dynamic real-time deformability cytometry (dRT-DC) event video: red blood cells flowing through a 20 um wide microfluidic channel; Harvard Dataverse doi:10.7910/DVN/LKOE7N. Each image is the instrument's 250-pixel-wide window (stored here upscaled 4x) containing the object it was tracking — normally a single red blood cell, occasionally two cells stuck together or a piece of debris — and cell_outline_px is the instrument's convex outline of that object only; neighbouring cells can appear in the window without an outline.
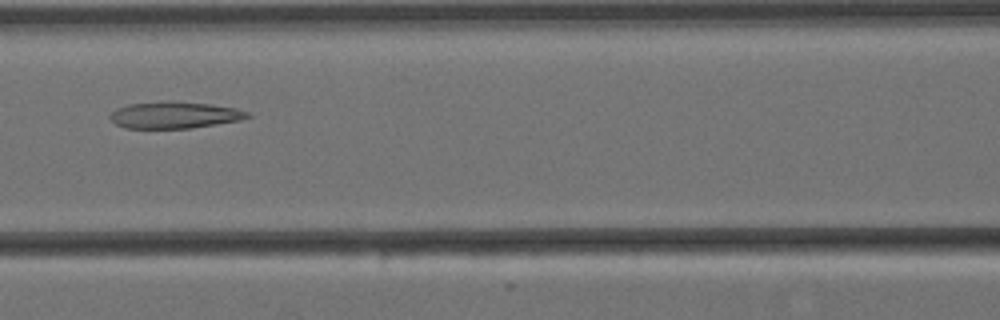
{"species": "Egyptian fruit bat (a non-hibernating species)", "species_latin": "Rousettus aegyptiacus", "temperature_condition": "cold", "stored_images_in_passage": 11, "camera_frame_rate_fps": 3000, "um_per_image_px": 0.085, "animal": {"sex": "female"}, "frame": {"image": 1, "passage_image": 3, "time_ms": 0.667, "image_size_px": [1000, 320], "cell_outline_px": [[252, 116], [240, 120], [192, 128], [124, 128], [116, 124], [108, 116], [116, 108], [128, 104], [212, 104], [236, 108], [248, 112]], "centroid_in_image_um": [14.85, 9.83], "position_along_channel_um": 151.7, "area_um2": 20.35}}
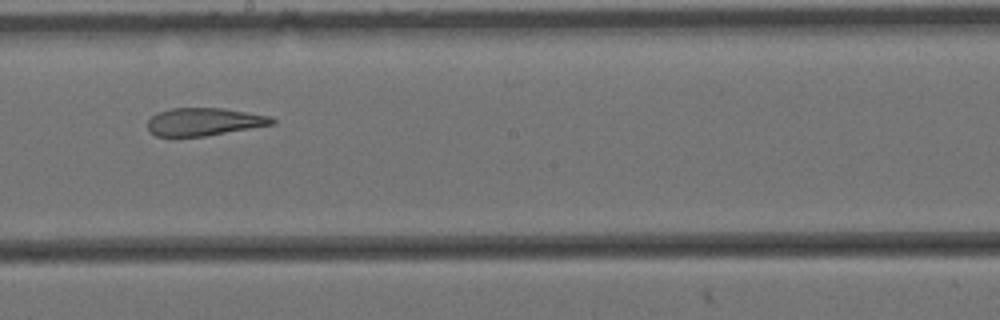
{"frame": {"image": 2, "passage_image": 5, "time_ms": 1.333, "image_size_px": [1000, 320], "cell_outline_px": [[276, 124], [204, 136], [156, 136], [148, 132], [148, 120], [156, 112], [172, 108], [224, 108], [272, 116], [276, 120]], "centroid_in_image_um": [17.36, 10.34], "position_along_channel_um": 230.8, "area_um2": 20.29}}
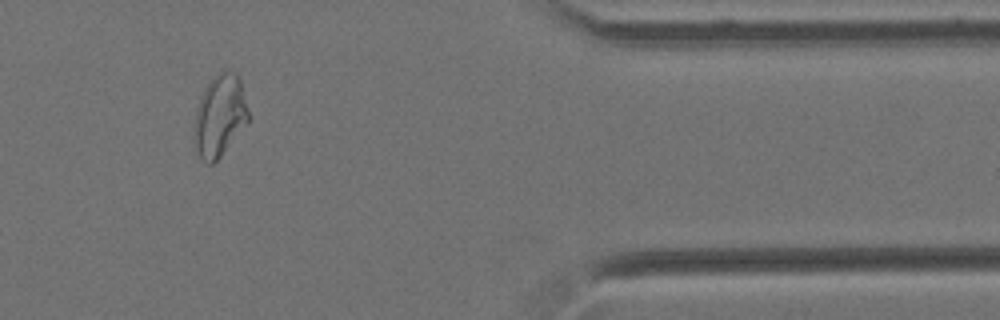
{"frame": {"image": 3, "passage_image": 9, "time_ms": 2.667, "image_size_px": [1000, 320], "cell_outline_px": [[248, 124], [220, 156], [212, 164], [208, 164], [200, 156], [192, 140], [192, 128], [196, 108], [200, 96], [204, 88], [220, 72], [236, 72], [240, 80], [248, 112]], "centroid_in_image_um": [18.64, 9.88], "position_along_channel_um": 392.8, "area_um2": 25.78}}